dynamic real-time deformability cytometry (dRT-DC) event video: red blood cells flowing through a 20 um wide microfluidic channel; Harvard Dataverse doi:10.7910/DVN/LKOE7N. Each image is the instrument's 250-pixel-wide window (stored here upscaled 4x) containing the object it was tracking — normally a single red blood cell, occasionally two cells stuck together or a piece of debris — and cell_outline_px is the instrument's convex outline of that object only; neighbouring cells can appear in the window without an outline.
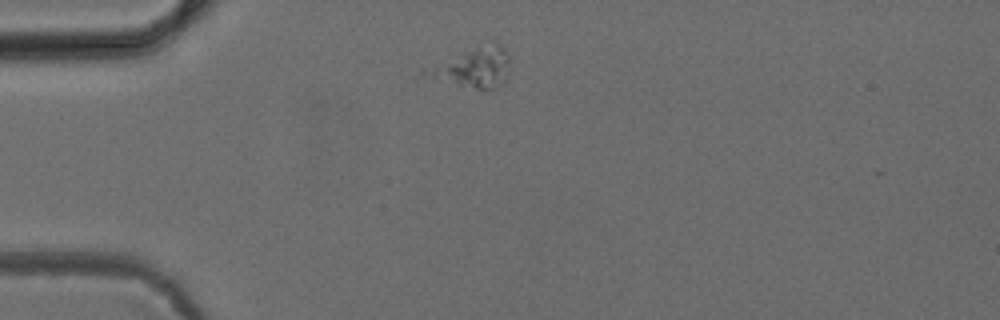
{"species": "common noctule bat (a hibernating species)", "species_latin": "Nyctalus noctula", "temperature_condition": "cold", "stored_images_in_passage": 1, "camera_frame_rate_fps": 3000, "um_per_image_px": 0.085, "animal": {"sex": "female", "body_mass_g": 24.6, "forearm_length_mm": 56.2}, "frame": {"image": 1, "passage_image": 1, "time_ms": 0.0, "image_size_px": [1000, 320], "cell_outline_px": [[508, 60], [504, 80], [500, 84], [492, 88], [476, 88], [416, 76], [420, 68], [480, 44], [500, 44], [508, 52]], "centroid_in_image_um": [40.02, 5.72], "position_along_channel_um": 45.0, "area_um2": 19.59}}